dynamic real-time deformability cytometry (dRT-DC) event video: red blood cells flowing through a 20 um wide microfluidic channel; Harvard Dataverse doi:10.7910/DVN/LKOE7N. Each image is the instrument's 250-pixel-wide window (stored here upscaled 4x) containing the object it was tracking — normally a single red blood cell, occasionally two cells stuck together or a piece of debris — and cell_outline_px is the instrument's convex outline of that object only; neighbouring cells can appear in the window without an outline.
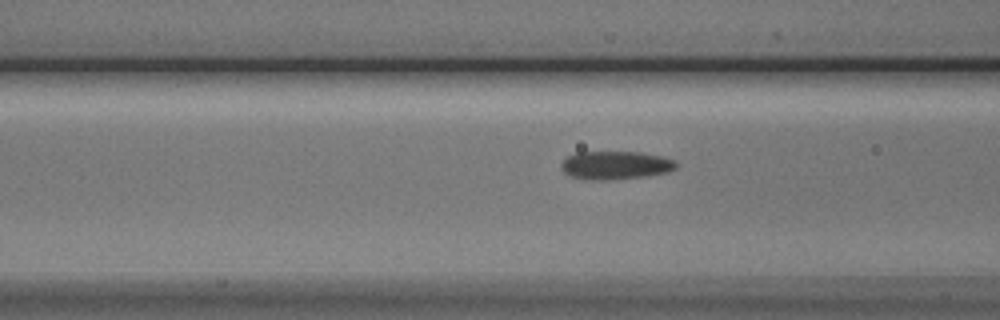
{"species": "Egyptian fruit bat (a non-hibernating species)", "species_latin": "Rousettus aegyptiacus", "temperature_condition": "cold", "stored_images_in_passage": 40, "camera_frame_rate_fps": 3000, "um_per_image_px": 0.085, "animal": {"sex": "male"}, "frame": {"image": 1, "passage_image": 18, "time_ms": 5.667, "image_size_px": [1000, 320], "cell_outline_px": [[676, 168], [668, 172], [648, 176], [608, 180], [592, 180], [572, 176], [564, 172], [560, 168], [560, 164], [568, 156], [576, 152], [640, 152], [664, 156], [676, 160]], "centroid_in_image_um": [52.35, 14.04], "position_along_channel_um": 114.3, "area_um2": 19.07}}
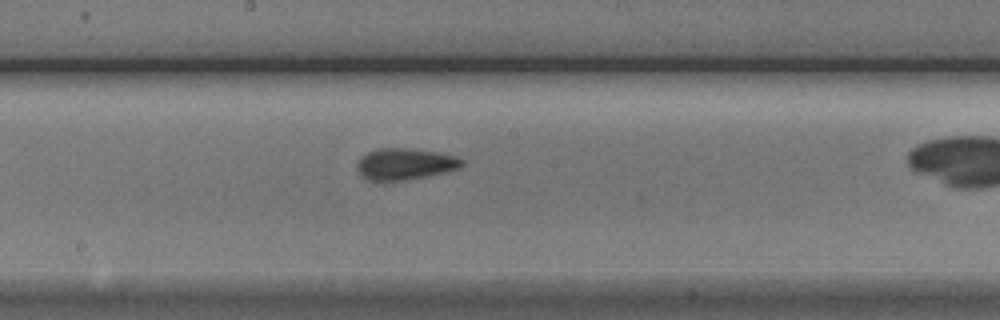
{"frame": {"image": 2, "passage_image": 26, "time_ms": 8.333, "image_size_px": [1000, 320], "cell_outline_px": [[464, 164], [460, 168], [448, 172], [408, 180], [368, 180], [360, 176], [356, 168], [356, 164], [360, 156], [368, 152], [380, 148], [408, 148], [440, 152], [456, 156], [464, 160]], "centroid_in_image_um": [34.44, 13.94], "position_along_channel_um": 213.8, "area_um2": 19.59}}
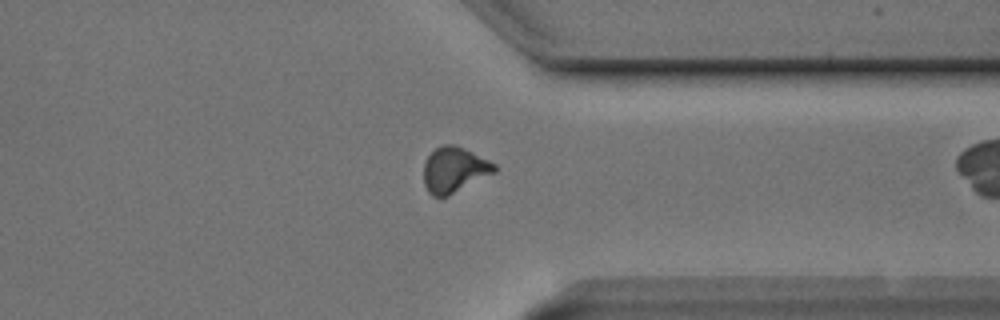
{"frame": {"image": 3, "passage_image": 39, "time_ms": 12.667, "image_size_px": [1000, 320], "cell_outline_px": [[496, 172], [448, 196], [432, 196], [428, 192], [424, 184], [424, 160], [436, 148], [444, 144], [456, 144], [496, 164]], "centroid_in_image_um": [38.6, 14.43], "position_along_channel_um": 372.8, "area_um2": 18.73}}